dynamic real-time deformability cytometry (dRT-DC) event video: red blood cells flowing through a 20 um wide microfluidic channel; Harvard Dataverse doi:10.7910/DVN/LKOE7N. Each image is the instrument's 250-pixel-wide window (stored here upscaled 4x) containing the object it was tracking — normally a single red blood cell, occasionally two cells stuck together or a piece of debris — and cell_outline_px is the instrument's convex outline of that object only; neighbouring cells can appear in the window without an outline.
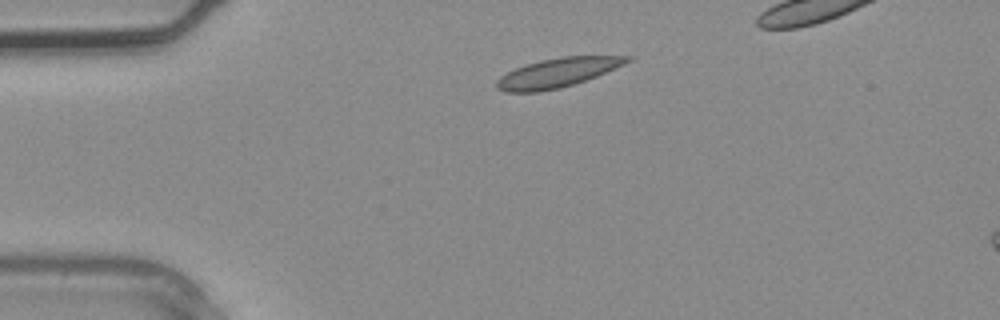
{"species": "common noctule bat (a hibernating species)", "species_latin": "Nyctalus noctula", "temperature_condition": "warm", "stored_images_in_passage": 2, "camera_frame_rate_fps": 3000, "um_per_image_px": 0.085, "animal": {"sex": "male", "body_mass_g": 20.4}, "frame": {"image": 1, "passage_image": 1, "time_ms": 0.0, "image_size_px": [1000, 320], "cell_outline_px": [[632, 60], [624, 64], [596, 76], [560, 88], [540, 92], [504, 92], [496, 88], [496, 80], [500, 76], [516, 68], [540, 60], [564, 56], [632, 56]], "centroid_in_image_um": [47.35, 6.19], "position_along_channel_um": 37.6, "area_um2": 21.96}}